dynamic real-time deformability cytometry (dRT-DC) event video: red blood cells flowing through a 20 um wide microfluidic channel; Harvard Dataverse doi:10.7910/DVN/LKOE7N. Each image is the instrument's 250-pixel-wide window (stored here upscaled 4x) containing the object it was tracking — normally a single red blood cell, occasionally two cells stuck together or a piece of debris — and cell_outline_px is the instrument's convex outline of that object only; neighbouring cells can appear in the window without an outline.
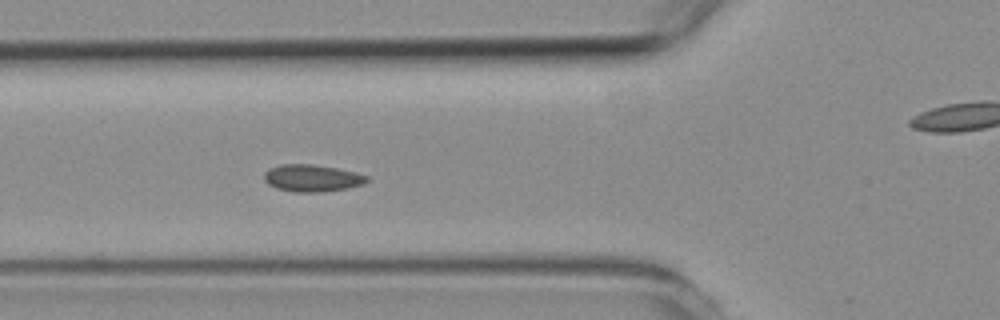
{"species": "common noctule bat (a hibernating species)", "species_latin": "Nyctalus noctula", "temperature_condition": "room temperature", "stored_images_in_passage": 6, "segment_of_instrument_passage": [1, 2], "camera_frame_rate_fps": 3000, "um_per_image_px": 0.085, "animal": {"sex": "female", "body_mass_g": 19.3, "forearm_length_mm": 54.1}, "frame": {"image": 1, "passage_image": 5, "time_ms": 4.667, "image_size_px": [1000, 320], "cell_outline_px": [[372, 180], [364, 184], [348, 188], [324, 192], [292, 192], [276, 188], [268, 184], [264, 180], [264, 172], [268, 168], [280, 164], [312, 164], [336, 168], [356, 172], [368, 176]], "centroid_in_image_um": [26.54, 15.14], "position_along_channel_um": 99.3, "area_um2": 16.53}}